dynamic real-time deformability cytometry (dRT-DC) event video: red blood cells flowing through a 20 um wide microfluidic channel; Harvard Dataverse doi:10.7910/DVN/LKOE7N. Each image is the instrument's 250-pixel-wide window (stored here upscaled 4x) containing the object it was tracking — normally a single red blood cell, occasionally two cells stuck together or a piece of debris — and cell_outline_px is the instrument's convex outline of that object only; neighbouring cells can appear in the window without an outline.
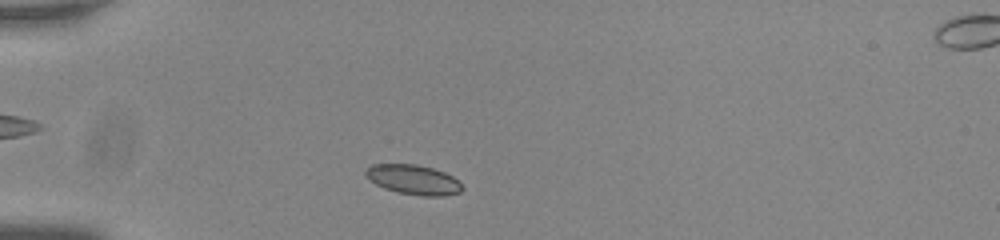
{"species": "common noctule bat (a hibernating species)", "species_latin": "Nyctalus noctula", "temperature_condition": "room temperature", "stored_images_in_passage": 43, "camera_frame_rate_fps": 3000, "um_per_image_px": 0.085, "animal": {"sex": "male", "body_mass_g": 20.0, "forearm_length_mm": 53.3}, "frame": {"image": 1, "passage_image": 4, "time_ms": 1.0, "image_size_px": [1000, 240], "cell_outline_px": [[464, 188], [460, 192], [444, 196], [420, 196], [400, 192], [384, 188], [368, 180], [364, 176], [364, 172], [372, 164], [416, 164], [432, 168], [444, 172], [452, 176]], "centroid_in_image_um": [35.11, 15.27], "position_along_channel_um": 49.9, "area_um2": 16.7}}
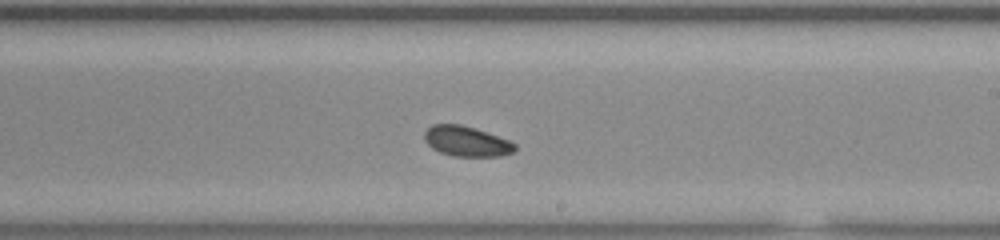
{"frame": {"image": 2, "passage_image": 22, "time_ms": 7.0, "image_size_px": [1000, 240], "cell_outline_px": [[516, 148], [512, 152], [500, 156], [452, 156], [440, 152], [432, 148], [424, 140], [424, 132], [432, 124], [460, 124], [508, 140], [516, 144]], "centroid_in_image_um": [39.61, 12.02], "position_along_channel_um": 249.4, "area_um2": 15.66}}
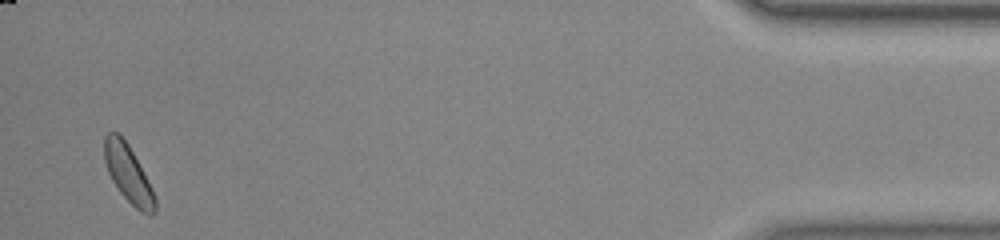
{"frame": {"image": 3, "passage_image": 42, "time_ms": 13.667, "image_size_px": [1000, 240], "cell_outline_px": [[156, 208], [152, 216], [148, 216], [140, 212], [120, 192], [112, 180], [108, 172], [104, 160], [104, 136], [108, 132], [116, 132], [128, 144], [152, 188], [156, 200]], "centroid_in_image_um": [10.9, 14.8], "position_along_channel_um": 424.3, "area_um2": 16.7}, "authors_computed_cell_mechanics": {"area_um2": 16.2996, "velocity_mm_per_s": 3.7189, "shape_relaxation_time_tau1_ms": 2.1541, "shape_relaxation_time_tau2_ms": 5.9389, "deformation_change_tau1": 0.0717, "deformation_change_tau2": 0.0919}}